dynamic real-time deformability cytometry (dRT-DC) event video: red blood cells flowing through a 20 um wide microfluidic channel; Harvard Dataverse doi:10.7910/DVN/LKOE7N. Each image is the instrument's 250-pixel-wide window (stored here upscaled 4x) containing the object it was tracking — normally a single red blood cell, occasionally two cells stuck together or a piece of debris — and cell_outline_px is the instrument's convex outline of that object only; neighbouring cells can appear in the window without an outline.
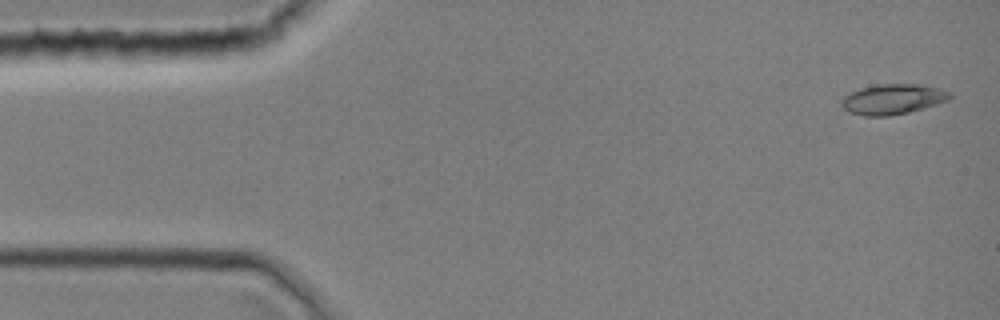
{"species": "common noctule bat (a hibernating species)", "species_latin": "Nyctalus noctula", "temperature_condition": "room temperature", "stored_images_in_passage": 1, "camera_frame_rate_fps": 3000, "um_per_image_px": 0.085, "animal": {"sex": "female", "body_mass_g": 19.0, "forearm_length_mm": 51.5}, "frame": {"image": 1, "passage_image": 1, "time_ms": 0.0, "image_size_px": [1000, 320], "cell_outline_px": [[952, 96], [948, 100], [924, 108], [908, 112], [888, 116], [864, 116], [848, 112], [840, 104], [840, 100], [844, 96], [860, 88], [880, 84], [916, 84], [936, 88], [948, 92]], "centroid_in_image_um": [75.83, 8.44], "position_along_channel_um": 9.2, "area_um2": 18.9}}